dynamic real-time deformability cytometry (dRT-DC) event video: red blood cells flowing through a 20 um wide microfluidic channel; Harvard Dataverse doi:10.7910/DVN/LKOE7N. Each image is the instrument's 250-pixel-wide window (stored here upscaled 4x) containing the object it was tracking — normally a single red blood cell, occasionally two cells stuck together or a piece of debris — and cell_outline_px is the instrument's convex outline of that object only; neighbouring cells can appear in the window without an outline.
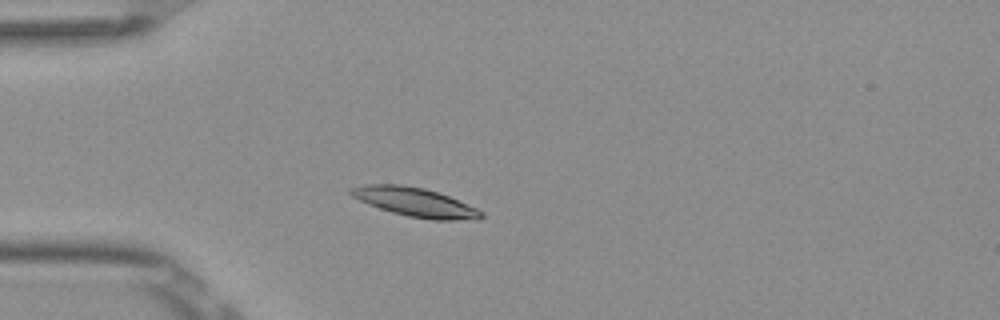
{"species": "Egyptian fruit bat (a non-hibernating species)", "species_latin": "Rousettus aegyptiacus", "temperature_condition": "room temperature", "stored_images_in_passage": 4, "camera_frame_rate_fps": 3000, "um_per_image_px": 0.085, "frame": {"image": 1, "passage_image": 3, "time_ms": 0.667, "image_size_px": [1000, 320], "cell_outline_px": [[484, 216], [480, 220], [432, 220], [408, 216], [392, 212], [368, 204], [352, 196], [348, 192], [348, 188], [364, 184], [400, 184], [424, 188], [448, 196], [476, 208], [484, 212]], "centroid_in_image_um": [35.28, 17.19], "position_along_channel_um": 49.7, "area_um2": 22.02}}